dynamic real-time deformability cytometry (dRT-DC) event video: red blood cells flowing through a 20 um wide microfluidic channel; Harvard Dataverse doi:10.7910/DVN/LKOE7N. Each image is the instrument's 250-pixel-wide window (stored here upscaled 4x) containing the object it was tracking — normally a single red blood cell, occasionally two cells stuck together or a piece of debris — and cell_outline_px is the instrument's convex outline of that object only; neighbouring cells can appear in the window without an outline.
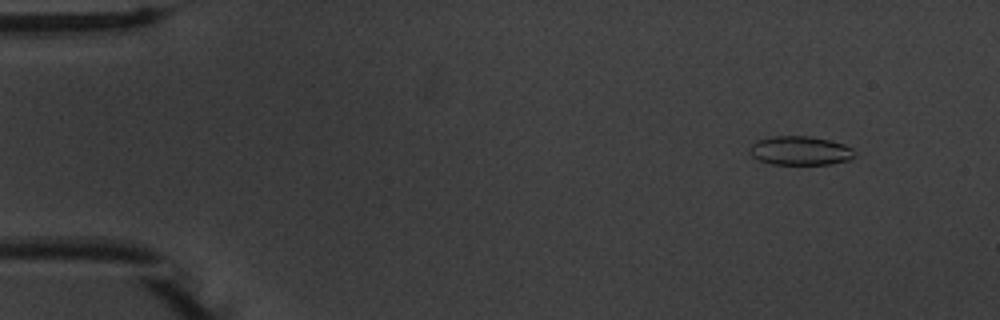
{"species": "common noctule bat (a hibernating species)", "species_latin": "Nyctalus noctula", "temperature_condition": "warm", "stored_images_in_passage": 55, "camera_frame_rate_fps": 3000, "um_per_image_px": 0.085, "animal": {"sex": "male", "body_mass_g": 20.1, "forearm_length_mm": 53.5}, "frame": {"image": 1, "passage_image": 6, "time_ms": 1.667, "image_size_px": [1000, 320], "cell_outline_px": [[856, 156], [848, 160], [832, 164], [772, 164], [760, 160], [752, 156], [748, 152], [748, 148], [756, 140], [772, 136], [808, 136], [828, 140], [844, 144], [852, 148]], "centroid_in_image_um": [67.99, 12.8], "position_along_channel_um": 17.0, "area_um2": 17.74}}
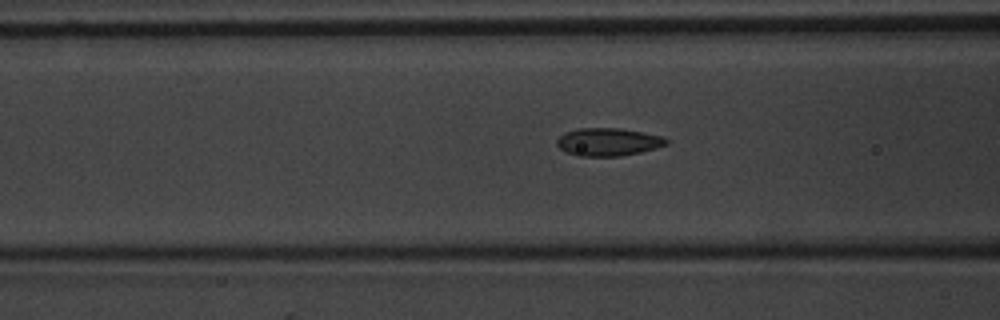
{"frame": {"image": 2, "passage_image": 22, "time_ms": 7.0, "image_size_px": [1000, 320], "cell_outline_px": [[668, 144], [640, 152], [620, 156], [576, 156], [560, 148], [556, 144], [556, 140], [560, 136], [576, 128], [620, 128], [664, 136], [668, 140]], "centroid_in_image_um": [51.7, 12.06], "position_along_channel_um": 114.9, "area_um2": 17.69}}
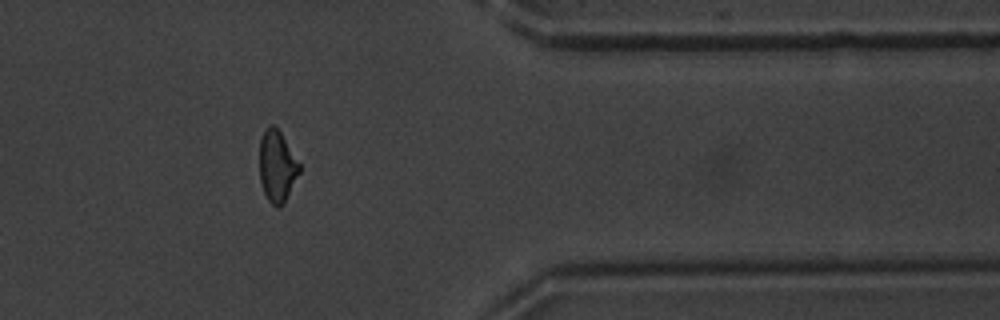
{"frame": {"image": 3, "passage_image": 45, "time_ms": 14.667, "image_size_px": [1000, 320], "cell_outline_px": [[300, 172], [284, 204], [280, 208], [276, 208], [268, 200], [264, 192], [260, 180], [260, 140], [264, 132], [272, 124], [280, 132], [300, 164]], "centroid_in_image_um": [23.56, 14.19], "position_along_channel_um": 387.8, "area_um2": 16.42}, "authors_computed_cell_mechanics": {"area_um2": 17.1088, "velocity_mm_per_s": 3.7656, "shape_relaxation_time_tau1_ms": 3.8006, "shape_relaxation_time_tau2_ms": 1.6954, "deformation_change_tau1": 0.1361, "deformation_change_tau2": 0.0729}}